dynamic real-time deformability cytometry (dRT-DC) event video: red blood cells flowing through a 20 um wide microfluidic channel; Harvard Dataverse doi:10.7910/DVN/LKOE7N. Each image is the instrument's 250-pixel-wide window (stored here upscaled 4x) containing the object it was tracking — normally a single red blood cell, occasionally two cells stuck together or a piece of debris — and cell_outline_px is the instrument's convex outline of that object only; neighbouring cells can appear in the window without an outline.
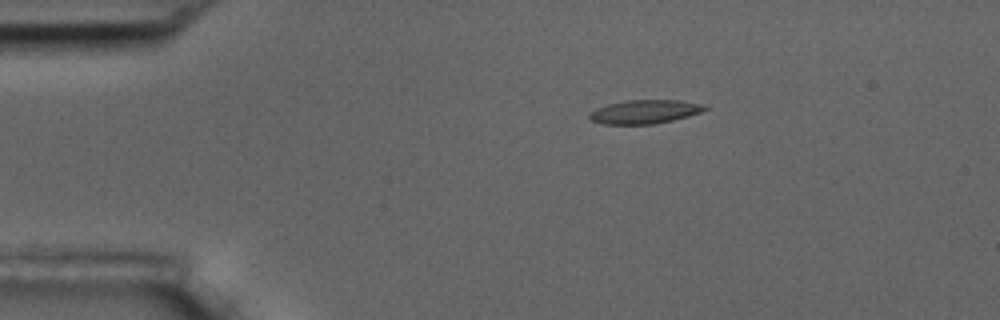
{"species": "common noctule bat (a hibernating species)", "species_latin": "Nyctalus noctula", "temperature_condition": "room temperature", "stored_images_in_passage": 4, "camera_frame_rate_fps": 3000, "um_per_image_px": 0.085, "animal": {"sex": "male", "body_mass_g": 17.5, "forearm_length_mm": 52.3}, "frame": {"image": 1, "passage_image": 1, "time_ms": 0.0, "image_size_px": [1000, 320], "cell_outline_px": [[708, 108], [700, 112], [688, 116], [672, 120], [652, 124], [604, 124], [592, 120], [588, 116], [588, 112], [596, 108], [608, 104], [628, 100], [676, 100], [704, 104]], "centroid_in_image_um": [54.77, 9.49], "position_along_channel_um": 30.2, "area_um2": 15.84}}
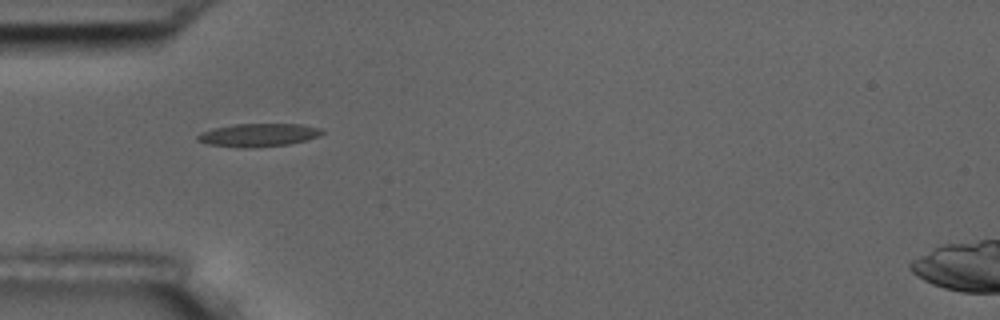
{"frame": {"image": 2, "passage_image": 3, "time_ms": 2.333, "image_size_px": [1000, 320], "cell_outline_px": [[324, 132], [320, 136], [308, 140], [288, 144], [252, 148], [240, 148], [208, 144], [196, 140], [196, 136], [200, 132], [212, 128], [232, 124], [300, 124], [320, 128]], "centroid_in_image_um": [21.94, 11.48], "position_along_channel_um": 63.1, "area_um2": 16.99}}